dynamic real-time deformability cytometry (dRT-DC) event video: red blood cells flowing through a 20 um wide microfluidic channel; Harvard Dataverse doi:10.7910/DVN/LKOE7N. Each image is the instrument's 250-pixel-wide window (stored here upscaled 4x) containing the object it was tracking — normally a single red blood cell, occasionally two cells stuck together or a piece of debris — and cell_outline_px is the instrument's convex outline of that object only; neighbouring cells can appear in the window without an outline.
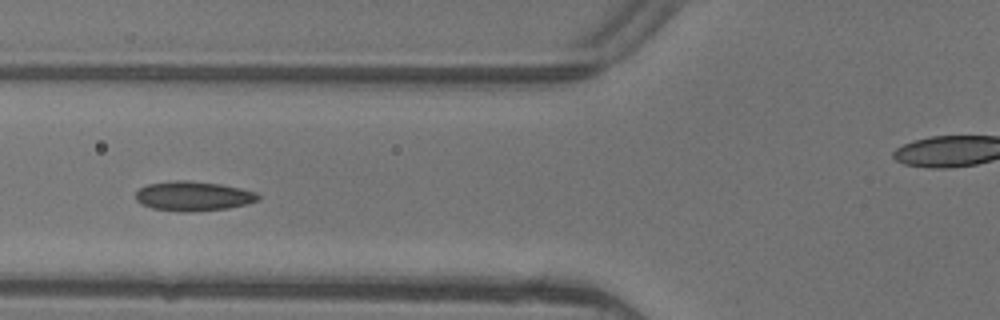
{"species": "common noctule bat (a hibernating species)", "species_latin": "Nyctalus noctula", "temperature_condition": "warm", "stored_images_in_passage": 5, "camera_frame_rate_fps": 3000, "um_per_image_px": 0.085, "animal": {"sex": "female"}, "frame": {"image": 1, "passage_image": 4, "time_ms": 1.0, "image_size_px": [1000, 320], "cell_outline_px": [[260, 200], [248, 204], [228, 208], [192, 212], [184, 212], [152, 208], [140, 204], [136, 200], [136, 192], [140, 188], [148, 184], [172, 180], [184, 180], [220, 184], [240, 188], [256, 192], [260, 196]], "centroid_in_image_um": [16.43, 16.67], "position_along_channel_um": 109.4, "area_um2": 21.21}}
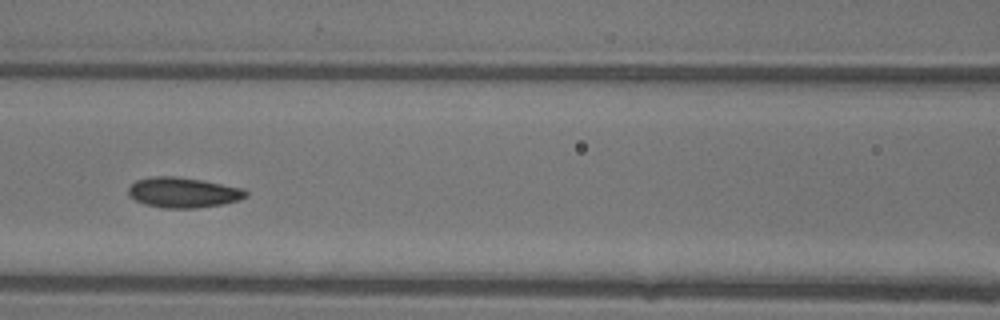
{"frame": {"image": 2, "passage_image": 5, "time_ms": 1.333, "image_size_px": [1000, 320], "cell_outline_px": [[248, 196], [240, 200], [224, 204], [196, 208], [160, 208], [144, 204], [128, 196], [128, 188], [136, 180], [152, 176], [176, 176], [204, 180], [244, 188], [248, 192]], "centroid_in_image_um": [15.59, 16.36], "position_along_channel_um": 151.0, "area_um2": 21.1}}